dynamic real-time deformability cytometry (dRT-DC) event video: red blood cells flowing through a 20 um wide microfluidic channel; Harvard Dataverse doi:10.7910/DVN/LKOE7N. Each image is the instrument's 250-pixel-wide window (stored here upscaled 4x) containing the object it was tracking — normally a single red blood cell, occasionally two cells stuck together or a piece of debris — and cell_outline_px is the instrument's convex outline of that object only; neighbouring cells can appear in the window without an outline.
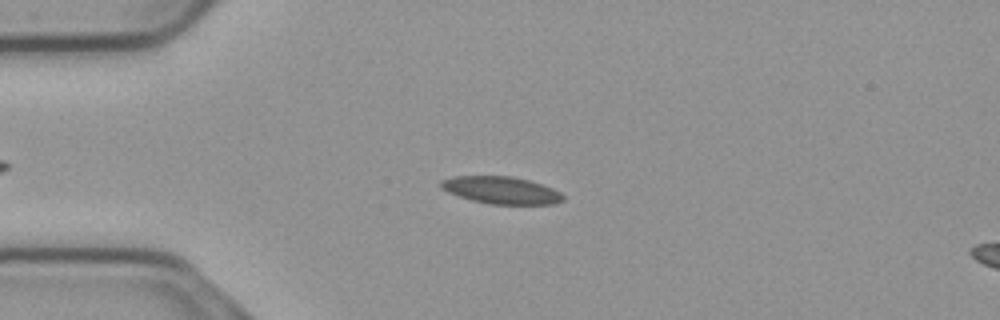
{"species": "common noctule bat (a hibernating species)", "species_latin": "Nyctalus noctula", "temperature_condition": "cold", "stored_images_in_passage": 45, "camera_frame_rate_fps": 3000, "um_per_image_px": 0.085, "animal": {"sex": "male", "body_mass_g": 23.1, "forearm_length_mm": 52.7}, "frame": {"image": 1, "passage_image": 14, "time_ms": 4.333, "image_size_px": [1000, 320], "cell_outline_px": [[564, 200], [552, 204], [488, 204], [472, 200], [448, 192], [440, 188], [440, 180], [456, 176], [512, 176], [528, 180], [552, 188], [560, 192], [564, 196]], "centroid_in_image_um": [42.59, 16.16], "position_along_channel_um": 42.4, "area_um2": 19.31}}
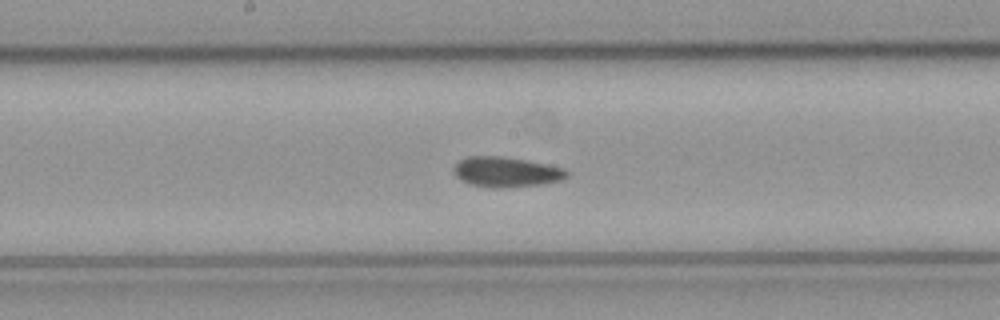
{"frame": {"image": 2, "passage_image": 29, "time_ms": 9.333, "image_size_px": [1000, 320], "cell_outline_px": [[568, 176], [560, 180], [540, 184], [504, 188], [492, 188], [472, 184], [460, 180], [456, 176], [452, 168], [460, 160], [468, 156], [504, 156], [528, 160], [564, 168], [568, 172]], "centroid_in_image_um": [43.01, 14.61], "position_along_channel_um": 205.2, "area_um2": 19.88}}
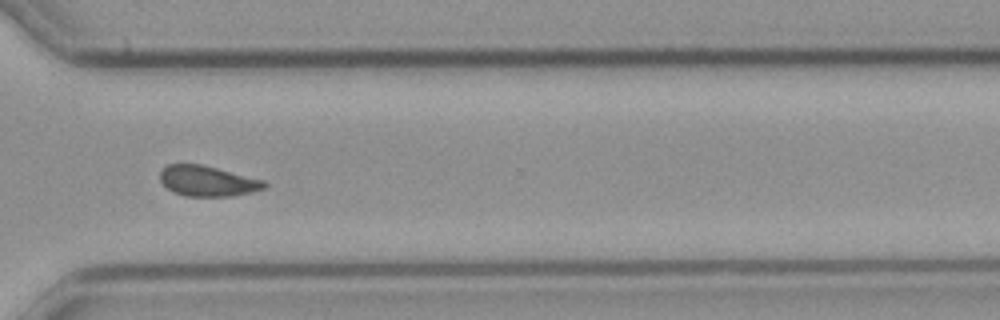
{"frame": {"image": 3, "passage_image": 41, "time_ms": 13.333, "image_size_px": [1000, 320], "cell_outline_px": [[268, 184], [264, 188], [252, 192], [232, 196], [184, 196], [172, 192], [160, 180], [160, 172], [168, 164], [200, 164], [264, 180]], "centroid_in_image_um": [17.64, 15.39], "position_along_channel_um": 353.0, "area_um2": 18.38}, "authors_computed_cell_mechanics": {"area_um2": 19.4786, "velocity_mm_per_s": 3.7059, "shape_relaxation_time_tau1_ms": null, "shape_relaxation_time_tau2_ms": 3.8204, "deformation_change_tau1": null, "deformation_change_tau2": 0.0919}}